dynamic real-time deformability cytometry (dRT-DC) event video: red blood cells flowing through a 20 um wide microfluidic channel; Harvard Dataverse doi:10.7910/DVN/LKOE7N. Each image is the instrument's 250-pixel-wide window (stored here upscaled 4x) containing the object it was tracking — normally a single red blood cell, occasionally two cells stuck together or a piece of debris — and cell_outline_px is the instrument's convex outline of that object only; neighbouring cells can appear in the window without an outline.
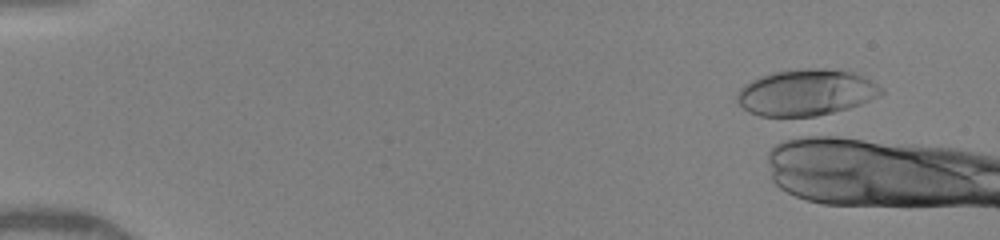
{"species": "human", "species_latin": "Homo sapiens", "temperature_condition": "warm", "stored_images_in_passage": 3, "camera_frame_rate_fps": 3000, "um_per_image_px": 0.085, "donor": {"sex": "female"}, "frame": {"image": 1, "passage_image": 2, "time_ms": 0.333, "image_size_px": [1000, 240], "cell_outline_px": [[884, 92], [860, 104], [848, 108], [808, 120], [760, 116], [748, 112], [736, 100], [736, 96], [740, 88], [752, 80], [760, 76], [772, 72], [804, 68], [820, 68], [848, 72], [860, 76], [884, 88]], "centroid_in_image_um": [68.45, 7.92], "position_along_channel_um": 16.5, "area_um2": 39.42}}